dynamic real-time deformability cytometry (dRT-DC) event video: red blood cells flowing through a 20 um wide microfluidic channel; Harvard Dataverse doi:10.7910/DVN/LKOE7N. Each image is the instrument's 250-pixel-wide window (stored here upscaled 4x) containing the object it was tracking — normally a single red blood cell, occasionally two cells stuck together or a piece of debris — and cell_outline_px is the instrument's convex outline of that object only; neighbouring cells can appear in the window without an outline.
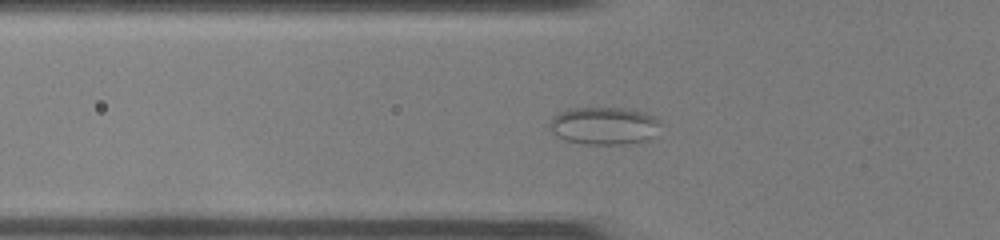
{"species": "common noctule bat (a hibernating species)", "species_latin": "Nyctalus noctula", "temperature_condition": "room temperature", "stored_images_in_passage": 39, "camera_frame_rate_fps": 3000, "um_per_image_px": 0.085, "animal": {"sex": "female", "body_mass_g": 22.0, "forearm_length_mm": 56.7}, "frame": {"image": 1, "passage_image": 6, "time_ms": 1.667, "image_size_px": [1000, 240], "cell_outline_px": [[660, 124], [656, 136], [648, 140], [624, 144], [584, 144], [564, 140], [556, 136], [552, 132], [548, 124], [552, 116], [560, 112], [572, 108], [624, 108], [644, 112], [656, 116], [660, 120]], "centroid_in_image_um": [51.36, 10.69], "position_along_channel_um": 74.4, "area_um2": 24.68}}
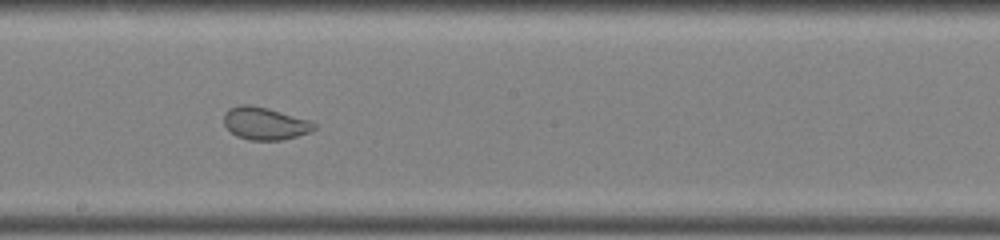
{"frame": {"image": 2, "passage_image": 17, "time_ms": 5.333, "image_size_px": [1000, 240], "cell_outline_px": [[316, 128], [308, 132], [284, 140], [248, 140], [236, 136], [224, 124], [224, 112], [228, 108], [240, 104], [252, 104], [268, 108], [312, 120], [316, 124]], "centroid_in_image_um": [22.51, 10.48], "position_along_channel_um": 225.7, "area_um2": 17.34}}
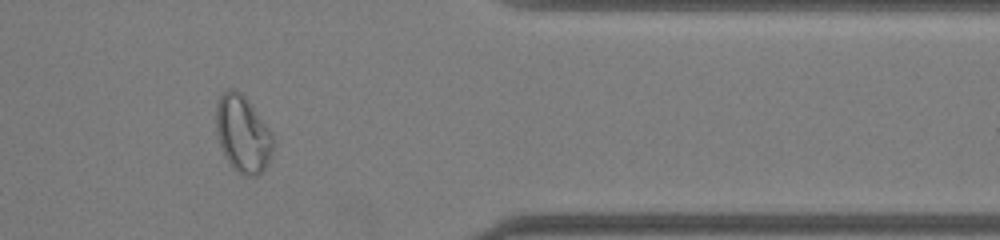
{"frame": {"image": 3, "passage_image": 30, "time_ms": 9.667, "image_size_px": [1000, 240], "cell_outline_px": [[272, 148], [268, 164], [264, 172], [256, 176], [248, 176], [232, 168], [224, 156], [216, 132], [216, 104], [220, 96], [228, 88], [232, 88], [240, 92], [248, 100], [272, 132]], "centroid_in_image_um": [20.62, 11.39], "position_along_channel_um": 390.8, "area_um2": 25.55}}